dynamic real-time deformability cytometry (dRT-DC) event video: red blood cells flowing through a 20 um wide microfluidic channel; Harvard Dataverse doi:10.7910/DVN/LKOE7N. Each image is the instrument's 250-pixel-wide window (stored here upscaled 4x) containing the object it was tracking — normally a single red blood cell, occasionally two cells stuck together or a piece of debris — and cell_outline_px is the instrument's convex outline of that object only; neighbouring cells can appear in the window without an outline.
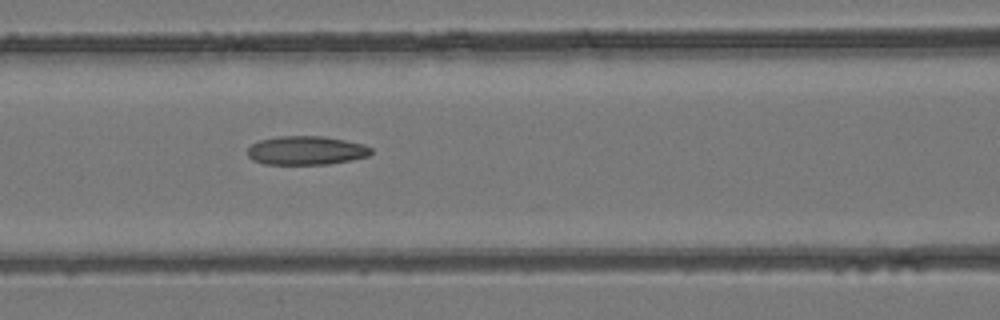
{"species": "common noctule bat (a hibernating species)", "species_latin": "Nyctalus noctula", "temperature_condition": "room temperature", "stored_images_in_passage": 5, "camera_frame_rate_fps": 3000, "um_per_image_px": 0.085, "animal": {"sex": "female", "body_mass_g": 24.6, "forearm_length_mm": 56.2}, "frame": {"image": 1, "passage_image": 5, "time_ms": 1.333, "image_size_px": [1000, 320], "cell_outline_px": [[372, 152], [368, 156], [352, 160], [328, 164], [264, 164], [252, 160], [248, 156], [248, 148], [252, 144], [260, 140], [276, 136], [324, 136], [364, 144], [372, 148]], "centroid_in_image_um": [26.03, 12.79], "position_along_channel_um": 140.6, "area_um2": 20.81}}